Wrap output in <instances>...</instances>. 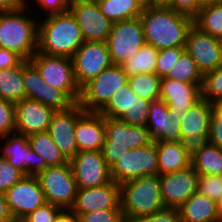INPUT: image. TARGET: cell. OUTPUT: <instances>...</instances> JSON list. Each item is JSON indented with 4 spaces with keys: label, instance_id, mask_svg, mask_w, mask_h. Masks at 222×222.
Instances as JSON below:
<instances>
[{
    "label": "cell",
    "instance_id": "obj_52",
    "mask_svg": "<svg viewBox=\"0 0 222 222\" xmlns=\"http://www.w3.org/2000/svg\"><path fill=\"white\" fill-rule=\"evenodd\" d=\"M54 222H79V218L71 209H62L55 217Z\"/></svg>",
    "mask_w": 222,
    "mask_h": 222
},
{
    "label": "cell",
    "instance_id": "obj_12",
    "mask_svg": "<svg viewBox=\"0 0 222 222\" xmlns=\"http://www.w3.org/2000/svg\"><path fill=\"white\" fill-rule=\"evenodd\" d=\"M0 158L25 176H37L45 169L44 158L31 148L27 136L17 133L0 138Z\"/></svg>",
    "mask_w": 222,
    "mask_h": 222
},
{
    "label": "cell",
    "instance_id": "obj_11",
    "mask_svg": "<svg viewBox=\"0 0 222 222\" xmlns=\"http://www.w3.org/2000/svg\"><path fill=\"white\" fill-rule=\"evenodd\" d=\"M80 89L101 71L113 65L106 42L85 41L71 57Z\"/></svg>",
    "mask_w": 222,
    "mask_h": 222
},
{
    "label": "cell",
    "instance_id": "obj_1",
    "mask_svg": "<svg viewBox=\"0 0 222 222\" xmlns=\"http://www.w3.org/2000/svg\"><path fill=\"white\" fill-rule=\"evenodd\" d=\"M145 43L156 49L185 47L193 17L172 8L144 7L139 16Z\"/></svg>",
    "mask_w": 222,
    "mask_h": 222
},
{
    "label": "cell",
    "instance_id": "obj_8",
    "mask_svg": "<svg viewBox=\"0 0 222 222\" xmlns=\"http://www.w3.org/2000/svg\"><path fill=\"white\" fill-rule=\"evenodd\" d=\"M44 192L46 202L62 209H70L78 191L70 163L46 167L37 176Z\"/></svg>",
    "mask_w": 222,
    "mask_h": 222
},
{
    "label": "cell",
    "instance_id": "obj_5",
    "mask_svg": "<svg viewBox=\"0 0 222 222\" xmlns=\"http://www.w3.org/2000/svg\"><path fill=\"white\" fill-rule=\"evenodd\" d=\"M152 142L146 126L129 125L122 120L105 117V142L101 152L110 169L130 149Z\"/></svg>",
    "mask_w": 222,
    "mask_h": 222
},
{
    "label": "cell",
    "instance_id": "obj_49",
    "mask_svg": "<svg viewBox=\"0 0 222 222\" xmlns=\"http://www.w3.org/2000/svg\"><path fill=\"white\" fill-rule=\"evenodd\" d=\"M23 61L24 60L15 52L0 48V70L14 68Z\"/></svg>",
    "mask_w": 222,
    "mask_h": 222
},
{
    "label": "cell",
    "instance_id": "obj_28",
    "mask_svg": "<svg viewBox=\"0 0 222 222\" xmlns=\"http://www.w3.org/2000/svg\"><path fill=\"white\" fill-rule=\"evenodd\" d=\"M100 11L112 22L139 17L144 9L143 0H95Z\"/></svg>",
    "mask_w": 222,
    "mask_h": 222
},
{
    "label": "cell",
    "instance_id": "obj_43",
    "mask_svg": "<svg viewBox=\"0 0 222 222\" xmlns=\"http://www.w3.org/2000/svg\"><path fill=\"white\" fill-rule=\"evenodd\" d=\"M25 175L12 166L6 159L0 158V193L4 194Z\"/></svg>",
    "mask_w": 222,
    "mask_h": 222
},
{
    "label": "cell",
    "instance_id": "obj_14",
    "mask_svg": "<svg viewBox=\"0 0 222 222\" xmlns=\"http://www.w3.org/2000/svg\"><path fill=\"white\" fill-rule=\"evenodd\" d=\"M85 41L106 42L113 23L100 11L95 0H74L68 9Z\"/></svg>",
    "mask_w": 222,
    "mask_h": 222
},
{
    "label": "cell",
    "instance_id": "obj_57",
    "mask_svg": "<svg viewBox=\"0 0 222 222\" xmlns=\"http://www.w3.org/2000/svg\"><path fill=\"white\" fill-rule=\"evenodd\" d=\"M217 206H218V211H219V214L222 218V194L220 196V198L217 200Z\"/></svg>",
    "mask_w": 222,
    "mask_h": 222
},
{
    "label": "cell",
    "instance_id": "obj_21",
    "mask_svg": "<svg viewBox=\"0 0 222 222\" xmlns=\"http://www.w3.org/2000/svg\"><path fill=\"white\" fill-rule=\"evenodd\" d=\"M54 112L38 100L23 98L15 103V133L29 136L47 131Z\"/></svg>",
    "mask_w": 222,
    "mask_h": 222
},
{
    "label": "cell",
    "instance_id": "obj_9",
    "mask_svg": "<svg viewBox=\"0 0 222 222\" xmlns=\"http://www.w3.org/2000/svg\"><path fill=\"white\" fill-rule=\"evenodd\" d=\"M106 44L113 65H120L134 56L145 44L140 17L113 23Z\"/></svg>",
    "mask_w": 222,
    "mask_h": 222
},
{
    "label": "cell",
    "instance_id": "obj_31",
    "mask_svg": "<svg viewBox=\"0 0 222 222\" xmlns=\"http://www.w3.org/2000/svg\"><path fill=\"white\" fill-rule=\"evenodd\" d=\"M191 165L198 174L222 176V149L209 142L191 158Z\"/></svg>",
    "mask_w": 222,
    "mask_h": 222
},
{
    "label": "cell",
    "instance_id": "obj_19",
    "mask_svg": "<svg viewBox=\"0 0 222 222\" xmlns=\"http://www.w3.org/2000/svg\"><path fill=\"white\" fill-rule=\"evenodd\" d=\"M199 174L191 165L187 169L159 175L165 207L179 208L197 192Z\"/></svg>",
    "mask_w": 222,
    "mask_h": 222
},
{
    "label": "cell",
    "instance_id": "obj_7",
    "mask_svg": "<svg viewBox=\"0 0 222 222\" xmlns=\"http://www.w3.org/2000/svg\"><path fill=\"white\" fill-rule=\"evenodd\" d=\"M128 77L120 65L101 71L81 88L79 105L85 112H99L114 93L128 84Z\"/></svg>",
    "mask_w": 222,
    "mask_h": 222
},
{
    "label": "cell",
    "instance_id": "obj_50",
    "mask_svg": "<svg viewBox=\"0 0 222 222\" xmlns=\"http://www.w3.org/2000/svg\"><path fill=\"white\" fill-rule=\"evenodd\" d=\"M171 8L192 17L197 13L196 0H172Z\"/></svg>",
    "mask_w": 222,
    "mask_h": 222
},
{
    "label": "cell",
    "instance_id": "obj_44",
    "mask_svg": "<svg viewBox=\"0 0 222 222\" xmlns=\"http://www.w3.org/2000/svg\"><path fill=\"white\" fill-rule=\"evenodd\" d=\"M124 222H181L178 208L165 207L149 216L124 217Z\"/></svg>",
    "mask_w": 222,
    "mask_h": 222
},
{
    "label": "cell",
    "instance_id": "obj_38",
    "mask_svg": "<svg viewBox=\"0 0 222 222\" xmlns=\"http://www.w3.org/2000/svg\"><path fill=\"white\" fill-rule=\"evenodd\" d=\"M151 101L141 98L132 91L131 111L120 119L129 125L146 126L149 116V104Z\"/></svg>",
    "mask_w": 222,
    "mask_h": 222
},
{
    "label": "cell",
    "instance_id": "obj_42",
    "mask_svg": "<svg viewBox=\"0 0 222 222\" xmlns=\"http://www.w3.org/2000/svg\"><path fill=\"white\" fill-rule=\"evenodd\" d=\"M15 103L0 99V138L15 133Z\"/></svg>",
    "mask_w": 222,
    "mask_h": 222
},
{
    "label": "cell",
    "instance_id": "obj_35",
    "mask_svg": "<svg viewBox=\"0 0 222 222\" xmlns=\"http://www.w3.org/2000/svg\"><path fill=\"white\" fill-rule=\"evenodd\" d=\"M132 88L129 84L121 87L110 98L108 103L99 111V113L108 118L121 119L126 112L131 111Z\"/></svg>",
    "mask_w": 222,
    "mask_h": 222
},
{
    "label": "cell",
    "instance_id": "obj_18",
    "mask_svg": "<svg viewBox=\"0 0 222 222\" xmlns=\"http://www.w3.org/2000/svg\"><path fill=\"white\" fill-rule=\"evenodd\" d=\"M23 80L26 98L38 100L55 111L68 109L74 104L61 90L48 85L30 60L23 61Z\"/></svg>",
    "mask_w": 222,
    "mask_h": 222
},
{
    "label": "cell",
    "instance_id": "obj_30",
    "mask_svg": "<svg viewBox=\"0 0 222 222\" xmlns=\"http://www.w3.org/2000/svg\"><path fill=\"white\" fill-rule=\"evenodd\" d=\"M23 98H26L23 80V62L11 69H1L0 99L16 103Z\"/></svg>",
    "mask_w": 222,
    "mask_h": 222
},
{
    "label": "cell",
    "instance_id": "obj_39",
    "mask_svg": "<svg viewBox=\"0 0 222 222\" xmlns=\"http://www.w3.org/2000/svg\"><path fill=\"white\" fill-rule=\"evenodd\" d=\"M185 51V47H172L159 50L155 73L160 78L166 77Z\"/></svg>",
    "mask_w": 222,
    "mask_h": 222
},
{
    "label": "cell",
    "instance_id": "obj_6",
    "mask_svg": "<svg viewBox=\"0 0 222 222\" xmlns=\"http://www.w3.org/2000/svg\"><path fill=\"white\" fill-rule=\"evenodd\" d=\"M30 61L48 85L61 90L73 103L79 102L81 89L75 80L70 57L47 55L37 51Z\"/></svg>",
    "mask_w": 222,
    "mask_h": 222
},
{
    "label": "cell",
    "instance_id": "obj_15",
    "mask_svg": "<svg viewBox=\"0 0 222 222\" xmlns=\"http://www.w3.org/2000/svg\"><path fill=\"white\" fill-rule=\"evenodd\" d=\"M185 48L202 75L222 65V40L202 32L194 25L188 32Z\"/></svg>",
    "mask_w": 222,
    "mask_h": 222
},
{
    "label": "cell",
    "instance_id": "obj_29",
    "mask_svg": "<svg viewBox=\"0 0 222 222\" xmlns=\"http://www.w3.org/2000/svg\"><path fill=\"white\" fill-rule=\"evenodd\" d=\"M31 148L45 160V168L61 166L69 162L47 131L27 136Z\"/></svg>",
    "mask_w": 222,
    "mask_h": 222
},
{
    "label": "cell",
    "instance_id": "obj_47",
    "mask_svg": "<svg viewBox=\"0 0 222 222\" xmlns=\"http://www.w3.org/2000/svg\"><path fill=\"white\" fill-rule=\"evenodd\" d=\"M61 210V207L47 202L24 218L29 222H54L55 217Z\"/></svg>",
    "mask_w": 222,
    "mask_h": 222
},
{
    "label": "cell",
    "instance_id": "obj_55",
    "mask_svg": "<svg viewBox=\"0 0 222 222\" xmlns=\"http://www.w3.org/2000/svg\"><path fill=\"white\" fill-rule=\"evenodd\" d=\"M220 2H222V0H196L197 11L203 7L210 6Z\"/></svg>",
    "mask_w": 222,
    "mask_h": 222
},
{
    "label": "cell",
    "instance_id": "obj_45",
    "mask_svg": "<svg viewBox=\"0 0 222 222\" xmlns=\"http://www.w3.org/2000/svg\"><path fill=\"white\" fill-rule=\"evenodd\" d=\"M80 222H124L121 209H99L84 213L79 217Z\"/></svg>",
    "mask_w": 222,
    "mask_h": 222
},
{
    "label": "cell",
    "instance_id": "obj_40",
    "mask_svg": "<svg viewBox=\"0 0 222 222\" xmlns=\"http://www.w3.org/2000/svg\"><path fill=\"white\" fill-rule=\"evenodd\" d=\"M72 2L73 0H34L29 8L34 11L37 18H41L68 11Z\"/></svg>",
    "mask_w": 222,
    "mask_h": 222
},
{
    "label": "cell",
    "instance_id": "obj_51",
    "mask_svg": "<svg viewBox=\"0 0 222 222\" xmlns=\"http://www.w3.org/2000/svg\"><path fill=\"white\" fill-rule=\"evenodd\" d=\"M13 216L10 213L4 194L0 193V222H11Z\"/></svg>",
    "mask_w": 222,
    "mask_h": 222
},
{
    "label": "cell",
    "instance_id": "obj_4",
    "mask_svg": "<svg viewBox=\"0 0 222 222\" xmlns=\"http://www.w3.org/2000/svg\"><path fill=\"white\" fill-rule=\"evenodd\" d=\"M124 217L149 216L165 208L159 175L142 176L120 184Z\"/></svg>",
    "mask_w": 222,
    "mask_h": 222
},
{
    "label": "cell",
    "instance_id": "obj_17",
    "mask_svg": "<svg viewBox=\"0 0 222 222\" xmlns=\"http://www.w3.org/2000/svg\"><path fill=\"white\" fill-rule=\"evenodd\" d=\"M79 103H74L68 109L54 112L47 132L64 154L70 160L78 152L75 139V125L79 117L84 113Z\"/></svg>",
    "mask_w": 222,
    "mask_h": 222
},
{
    "label": "cell",
    "instance_id": "obj_58",
    "mask_svg": "<svg viewBox=\"0 0 222 222\" xmlns=\"http://www.w3.org/2000/svg\"><path fill=\"white\" fill-rule=\"evenodd\" d=\"M11 222H29L25 218H13Z\"/></svg>",
    "mask_w": 222,
    "mask_h": 222
},
{
    "label": "cell",
    "instance_id": "obj_34",
    "mask_svg": "<svg viewBox=\"0 0 222 222\" xmlns=\"http://www.w3.org/2000/svg\"><path fill=\"white\" fill-rule=\"evenodd\" d=\"M161 79L156 73H141L128 77V84L137 96L149 101L160 99Z\"/></svg>",
    "mask_w": 222,
    "mask_h": 222
},
{
    "label": "cell",
    "instance_id": "obj_23",
    "mask_svg": "<svg viewBox=\"0 0 222 222\" xmlns=\"http://www.w3.org/2000/svg\"><path fill=\"white\" fill-rule=\"evenodd\" d=\"M178 114L169 113L168 105L160 99L150 102L146 127L153 141L180 142L182 134Z\"/></svg>",
    "mask_w": 222,
    "mask_h": 222
},
{
    "label": "cell",
    "instance_id": "obj_32",
    "mask_svg": "<svg viewBox=\"0 0 222 222\" xmlns=\"http://www.w3.org/2000/svg\"><path fill=\"white\" fill-rule=\"evenodd\" d=\"M158 54V49L145 43L134 56L123 61L120 66L128 76L141 73H155Z\"/></svg>",
    "mask_w": 222,
    "mask_h": 222
},
{
    "label": "cell",
    "instance_id": "obj_26",
    "mask_svg": "<svg viewBox=\"0 0 222 222\" xmlns=\"http://www.w3.org/2000/svg\"><path fill=\"white\" fill-rule=\"evenodd\" d=\"M212 113L211 102L203 98L197 101L180 120L182 136L209 135Z\"/></svg>",
    "mask_w": 222,
    "mask_h": 222
},
{
    "label": "cell",
    "instance_id": "obj_16",
    "mask_svg": "<svg viewBox=\"0 0 222 222\" xmlns=\"http://www.w3.org/2000/svg\"><path fill=\"white\" fill-rule=\"evenodd\" d=\"M4 195L13 218H24L47 203L36 176H24Z\"/></svg>",
    "mask_w": 222,
    "mask_h": 222
},
{
    "label": "cell",
    "instance_id": "obj_46",
    "mask_svg": "<svg viewBox=\"0 0 222 222\" xmlns=\"http://www.w3.org/2000/svg\"><path fill=\"white\" fill-rule=\"evenodd\" d=\"M209 142L222 149V101L212 103Z\"/></svg>",
    "mask_w": 222,
    "mask_h": 222
},
{
    "label": "cell",
    "instance_id": "obj_54",
    "mask_svg": "<svg viewBox=\"0 0 222 222\" xmlns=\"http://www.w3.org/2000/svg\"><path fill=\"white\" fill-rule=\"evenodd\" d=\"M21 8L15 0H0V12L13 11Z\"/></svg>",
    "mask_w": 222,
    "mask_h": 222
},
{
    "label": "cell",
    "instance_id": "obj_3",
    "mask_svg": "<svg viewBox=\"0 0 222 222\" xmlns=\"http://www.w3.org/2000/svg\"><path fill=\"white\" fill-rule=\"evenodd\" d=\"M38 26L39 18L29 7L0 12V48L29 61L37 52Z\"/></svg>",
    "mask_w": 222,
    "mask_h": 222
},
{
    "label": "cell",
    "instance_id": "obj_36",
    "mask_svg": "<svg viewBox=\"0 0 222 222\" xmlns=\"http://www.w3.org/2000/svg\"><path fill=\"white\" fill-rule=\"evenodd\" d=\"M166 77L186 83L203 82V75L187 51L181 55Z\"/></svg>",
    "mask_w": 222,
    "mask_h": 222
},
{
    "label": "cell",
    "instance_id": "obj_22",
    "mask_svg": "<svg viewBox=\"0 0 222 222\" xmlns=\"http://www.w3.org/2000/svg\"><path fill=\"white\" fill-rule=\"evenodd\" d=\"M202 83H186L168 77L161 79L160 100L168 105L169 113L181 120L187 111L202 98Z\"/></svg>",
    "mask_w": 222,
    "mask_h": 222
},
{
    "label": "cell",
    "instance_id": "obj_41",
    "mask_svg": "<svg viewBox=\"0 0 222 222\" xmlns=\"http://www.w3.org/2000/svg\"><path fill=\"white\" fill-rule=\"evenodd\" d=\"M197 192L217 202L222 194V176L199 174Z\"/></svg>",
    "mask_w": 222,
    "mask_h": 222
},
{
    "label": "cell",
    "instance_id": "obj_27",
    "mask_svg": "<svg viewBox=\"0 0 222 222\" xmlns=\"http://www.w3.org/2000/svg\"><path fill=\"white\" fill-rule=\"evenodd\" d=\"M159 175L187 169L191 157L180 142H156Z\"/></svg>",
    "mask_w": 222,
    "mask_h": 222
},
{
    "label": "cell",
    "instance_id": "obj_25",
    "mask_svg": "<svg viewBox=\"0 0 222 222\" xmlns=\"http://www.w3.org/2000/svg\"><path fill=\"white\" fill-rule=\"evenodd\" d=\"M178 211L181 222H222L216 201L198 192L190 196Z\"/></svg>",
    "mask_w": 222,
    "mask_h": 222
},
{
    "label": "cell",
    "instance_id": "obj_24",
    "mask_svg": "<svg viewBox=\"0 0 222 222\" xmlns=\"http://www.w3.org/2000/svg\"><path fill=\"white\" fill-rule=\"evenodd\" d=\"M78 151L101 150L105 142V117L99 112H84L75 125Z\"/></svg>",
    "mask_w": 222,
    "mask_h": 222
},
{
    "label": "cell",
    "instance_id": "obj_2",
    "mask_svg": "<svg viewBox=\"0 0 222 222\" xmlns=\"http://www.w3.org/2000/svg\"><path fill=\"white\" fill-rule=\"evenodd\" d=\"M84 42L78 23L69 10L39 18L38 52L71 58Z\"/></svg>",
    "mask_w": 222,
    "mask_h": 222
},
{
    "label": "cell",
    "instance_id": "obj_20",
    "mask_svg": "<svg viewBox=\"0 0 222 222\" xmlns=\"http://www.w3.org/2000/svg\"><path fill=\"white\" fill-rule=\"evenodd\" d=\"M78 218L99 209H121L120 184L113 180L99 187L78 188L76 199L70 208Z\"/></svg>",
    "mask_w": 222,
    "mask_h": 222
},
{
    "label": "cell",
    "instance_id": "obj_33",
    "mask_svg": "<svg viewBox=\"0 0 222 222\" xmlns=\"http://www.w3.org/2000/svg\"><path fill=\"white\" fill-rule=\"evenodd\" d=\"M193 25L202 32L222 40V2L199 9L193 16Z\"/></svg>",
    "mask_w": 222,
    "mask_h": 222
},
{
    "label": "cell",
    "instance_id": "obj_56",
    "mask_svg": "<svg viewBox=\"0 0 222 222\" xmlns=\"http://www.w3.org/2000/svg\"><path fill=\"white\" fill-rule=\"evenodd\" d=\"M21 7H30L34 0H15Z\"/></svg>",
    "mask_w": 222,
    "mask_h": 222
},
{
    "label": "cell",
    "instance_id": "obj_13",
    "mask_svg": "<svg viewBox=\"0 0 222 222\" xmlns=\"http://www.w3.org/2000/svg\"><path fill=\"white\" fill-rule=\"evenodd\" d=\"M69 163L78 188L99 187L112 181L101 150L78 151Z\"/></svg>",
    "mask_w": 222,
    "mask_h": 222
},
{
    "label": "cell",
    "instance_id": "obj_48",
    "mask_svg": "<svg viewBox=\"0 0 222 222\" xmlns=\"http://www.w3.org/2000/svg\"><path fill=\"white\" fill-rule=\"evenodd\" d=\"M209 135L191 134L182 136L180 144L185 152L192 158L197 152L209 143Z\"/></svg>",
    "mask_w": 222,
    "mask_h": 222
},
{
    "label": "cell",
    "instance_id": "obj_53",
    "mask_svg": "<svg viewBox=\"0 0 222 222\" xmlns=\"http://www.w3.org/2000/svg\"><path fill=\"white\" fill-rule=\"evenodd\" d=\"M172 0H143L144 7L171 8Z\"/></svg>",
    "mask_w": 222,
    "mask_h": 222
},
{
    "label": "cell",
    "instance_id": "obj_10",
    "mask_svg": "<svg viewBox=\"0 0 222 222\" xmlns=\"http://www.w3.org/2000/svg\"><path fill=\"white\" fill-rule=\"evenodd\" d=\"M159 175L156 142L130 149L111 168V178L121 184L142 176Z\"/></svg>",
    "mask_w": 222,
    "mask_h": 222
},
{
    "label": "cell",
    "instance_id": "obj_37",
    "mask_svg": "<svg viewBox=\"0 0 222 222\" xmlns=\"http://www.w3.org/2000/svg\"><path fill=\"white\" fill-rule=\"evenodd\" d=\"M202 98L211 103L222 101V65L203 75Z\"/></svg>",
    "mask_w": 222,
    "mask_h": 222
}]
</instances>
